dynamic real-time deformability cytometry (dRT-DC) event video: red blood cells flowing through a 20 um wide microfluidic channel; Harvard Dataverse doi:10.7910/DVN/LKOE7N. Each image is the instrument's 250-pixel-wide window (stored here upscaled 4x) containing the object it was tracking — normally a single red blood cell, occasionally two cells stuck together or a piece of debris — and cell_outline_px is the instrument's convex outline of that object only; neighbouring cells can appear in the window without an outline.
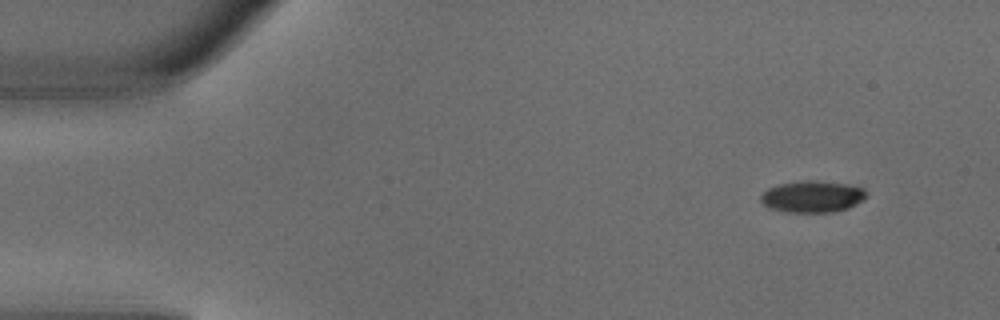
{"species": "common noctule bat (a hibernating species)", "species_latin": "Nyctalus noctula", "temperature_condition": "warm", "stored_images_in_passage": 5, "camera_frame_rate_fps": 3000, "um_per_image_px": 0.085, "animal": {"sex": "male", "body_mass_g": 18.8}, "frame": {"image": 1, "passage_image": 1, "time_ms": 0.0, "image_size_px": [1000, 320], "cell_outline_px": [[868, 196], [864, 200], [848, 208], [832, 212], [784, 212], [768, 208], [760, 200], [760, 196], [768, 188], [780, 184], [804, 180], [812, 180], [848, 184], [864, 188]], "centroid_in_image_um": [69.06, 16.71], "position_along_channel_um": 15.9, "area_um2": 19.59}}
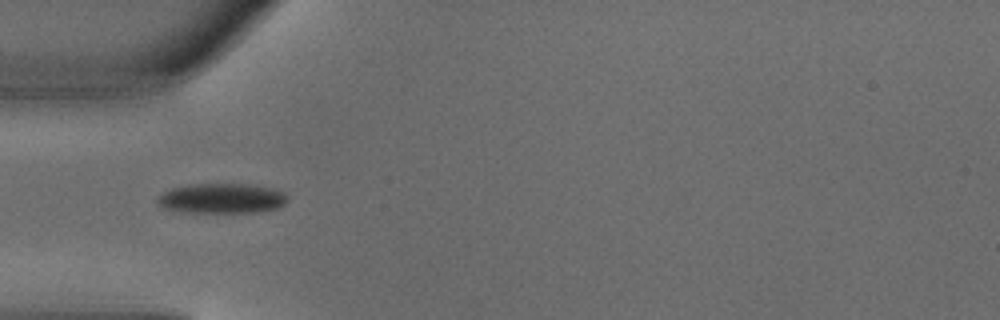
{"frame": {"image": 2, "passage_image": 4, "time_ms": 1.0, "image_size_px": [1000, 320], "cell_outline_px": [[288, 200], [284, 204], [276, 208], [252, 212], [188, 212], [164, 208], [156, 200], [164, 192], [172, 188], [188, 184], [244, 184], [276, 188], [284, 192], [288, 196]], "centroid_in_image_um": [18.89, 16.85], "position_along_channel_um": 66.1, "area_um2": 22.54}}
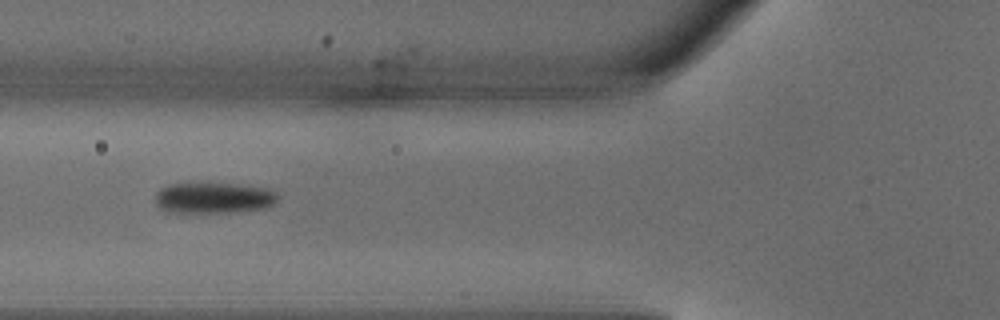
{"frame": {"image": 3, "passage_image": 5, "time_ms": 1.333, "image_size_px": [1000, 320], "cell_outline_px": [[276, 200], [272, 204], [264, 208], [232, 212], [168, 212], [160, 208], [156, 204], [156, 192], [160, 188], [168, 184], [240, 184], [268, 188], [276, 192]], "centroid_in_image_um": [18.14, 16.82], "position_along_channel_um": 107.7, "area_um2": 21.85}}